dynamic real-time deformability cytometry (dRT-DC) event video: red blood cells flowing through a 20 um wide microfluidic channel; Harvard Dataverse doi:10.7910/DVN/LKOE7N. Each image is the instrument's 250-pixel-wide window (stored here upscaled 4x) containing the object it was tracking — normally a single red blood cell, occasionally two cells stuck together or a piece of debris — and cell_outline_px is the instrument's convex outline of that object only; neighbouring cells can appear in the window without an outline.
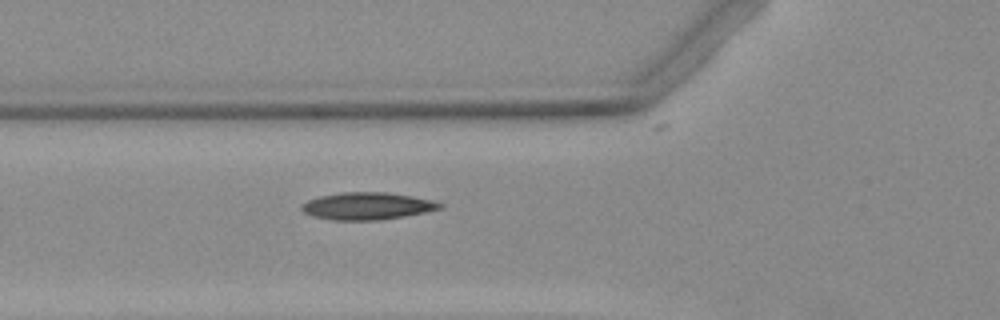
{"species": "Egyptian fruit bat (a non-hibernating species)", "species_latin": "Rousettus aegyptiacus", "temperature_condition": "warm", "stored_images_in_passage": 30, "camera_frame_rate_fps": 3000, "um_per_image_px": 0.085, "animal": {"sex": "female"}, "frame": {"image": 1, "passage_image": 2, "time_ms": 0.333, "image_size_px": [1000, 320], "cell_outline_px": [[444, 208], [404, 216], [380, 220], [332, 220], [312, 216], [304, 212], [300, 208], [300, 204], [308, 200], [320, 196], [344, 192], [388, 192], [412, 196], [432, 200], [444, 204]], "centroid_in_image_um": [31.21, 17.51], "position_along_channel_um": 94.6, "area_um2": 22.02}}
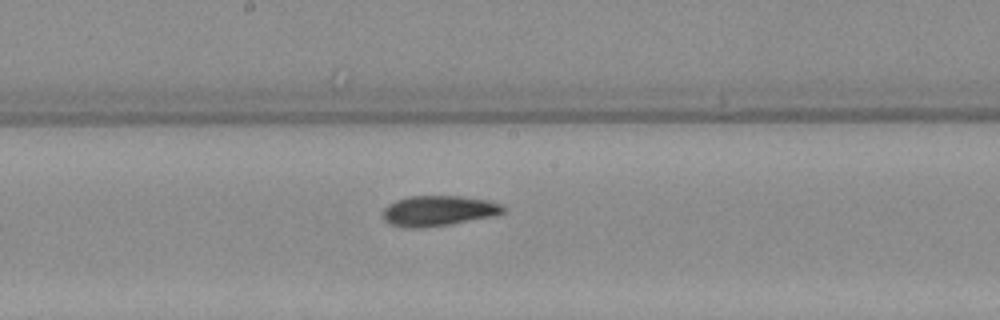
{"frame": {"image": 2, "passage_image": 11, "time_ms": 3.333, "image_size_px": [1000, 320], "cell_outline_px": [[504, 212], [496, 216], [448, 224], [416, 228], [412, 228], [392, 224], [384, 220], [384, 208], [388, 204], [396, 200], [408, 196], [460, 196], [484, 200], [500, 204], [504, 208]], "centroid_in_image_um": [37.26, 17.91], "position_along_channel_um": 210.9, "area_um2": 20.92}}
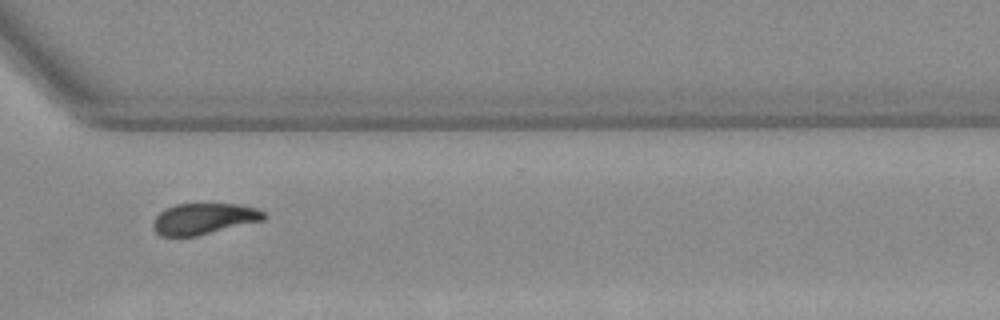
{"frame": {"image": 3, "passage_image": 22, "time_ms": 7.0, "image_size_px": [1000, 320], "cell_outline_px": [[268, 216], [264, 220], [196, 236], [160, 236], [156, 232], [152, 224], [156, 216], [164, 208], [176, 204], [240, 204], [256, 208], [264, 212]], "centroid_in_image_um": [17.33, 18.59], "position_along_channel_um": 353.3, "area_um2": 20.11}}